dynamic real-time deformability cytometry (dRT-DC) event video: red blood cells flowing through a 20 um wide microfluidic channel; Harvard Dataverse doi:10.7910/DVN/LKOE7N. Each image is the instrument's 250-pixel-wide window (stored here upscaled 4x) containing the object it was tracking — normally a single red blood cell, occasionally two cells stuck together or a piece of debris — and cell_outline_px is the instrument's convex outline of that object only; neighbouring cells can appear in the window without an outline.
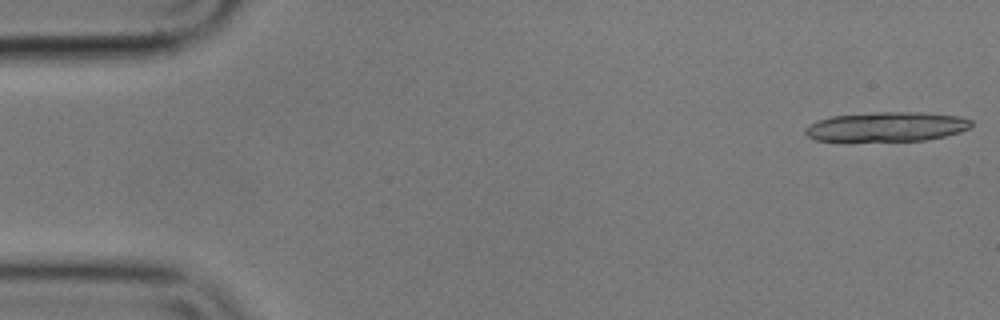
{"species": "common noctule bat (a hibernating species)", "species_latin": "Nyctalus noctula", "temperature_condition": "cold", "stored_images_in_passage": 17, "camera_frame_rate_fps": 3000, "um_per_image_px": 0.085, "animal": {"sex": "male", "body_mass_g": 17.9}, "frame": {"image": 1, "passage_image": 1, "time_ms": 0.0, "image_size_px": [1000, 320], "cell_outline_px": [[972, 124], [968, 128], [960, 132], [928, 140], [816, 140], [808, 136], [804, 132], [804, 128], [808, 124], [816, 120], [832, 116], [880, 112], [924, 112], [960, 116], [972, 120]], "centroid_in_image_um": [75.38, 10.75], "position_along_channel_um": 9.6, "area_um2": 28.38}}